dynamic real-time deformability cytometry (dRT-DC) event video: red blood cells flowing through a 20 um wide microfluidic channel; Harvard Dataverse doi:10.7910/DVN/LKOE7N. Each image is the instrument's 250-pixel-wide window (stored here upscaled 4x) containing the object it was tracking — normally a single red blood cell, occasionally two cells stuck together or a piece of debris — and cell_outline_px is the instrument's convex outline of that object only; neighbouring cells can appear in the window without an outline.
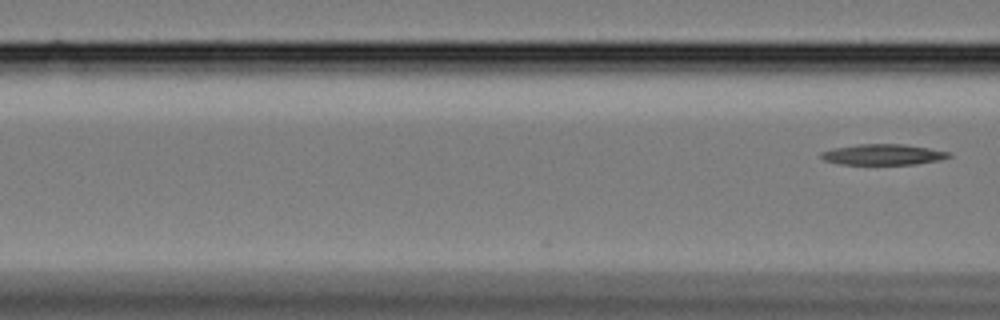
{"species": "Egyptian fruit bat (a non-hibernating species)", "species_latin": "Rousettus aegyptiacus", "temperature_condition": "cold", "stored_images_in_passage": 3, "camera_frame_rate_fps": 3000, "um_per_image_px": 0.085, "animal": {"sex": "female"}, "frame": {"image": 1, "passage_image": 3, "time_ms": 0.667, "image_size_px": [1000, 320], "cell_outline_px": [[952, 156], [940, 160], [916, 164], [840, 164], [824, 160], [820, 156], [820, 152], [832, 148], [856, 144], [904, 144], [928, 148], [948, 152]], "centroid_in_image_um": [75.02, 13.13], "position_along_channel_um": 91.6, "area_um2": 15.43}}